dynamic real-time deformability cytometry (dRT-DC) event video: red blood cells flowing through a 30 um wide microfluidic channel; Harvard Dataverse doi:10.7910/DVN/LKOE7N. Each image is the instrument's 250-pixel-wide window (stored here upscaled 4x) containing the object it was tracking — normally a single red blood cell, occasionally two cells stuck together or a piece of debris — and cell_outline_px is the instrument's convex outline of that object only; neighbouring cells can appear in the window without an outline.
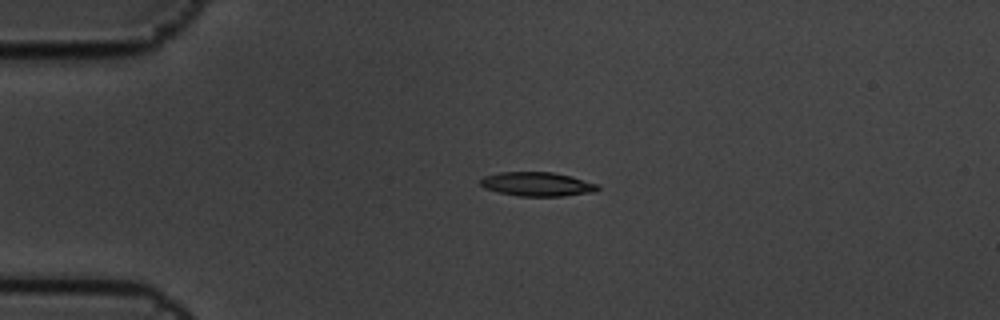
{"species": "common noctule bat (a hibernating species)", "species_latin": "Nyctalus noctula", "temperature_condition": "cold", "stored_images_in_passage": 2, "camera_frame_rate_fps": 3000, "um_per_image_px": 0.085, "animal": {"sex": "male", "body_mass_g": 19.5, "forearm_length_mm": 54.6}, "frame": {"image": 1, "passage_image": 1, "time_ms": 0.0, "image_size_px": [1000, 320], "cell_outline_px": [[600, 188], [596, 192], [564, 196], [520, 196], [500, 192], [484, 188], [480, 184], [480, 180], [484, 176], [500, 172], [552, 172], [572, 176], [600, 184]], "centroid_in_image_um": [45.72, 15.65], "position_along_channel_um": 39.3, "area_um2": 16.59}}